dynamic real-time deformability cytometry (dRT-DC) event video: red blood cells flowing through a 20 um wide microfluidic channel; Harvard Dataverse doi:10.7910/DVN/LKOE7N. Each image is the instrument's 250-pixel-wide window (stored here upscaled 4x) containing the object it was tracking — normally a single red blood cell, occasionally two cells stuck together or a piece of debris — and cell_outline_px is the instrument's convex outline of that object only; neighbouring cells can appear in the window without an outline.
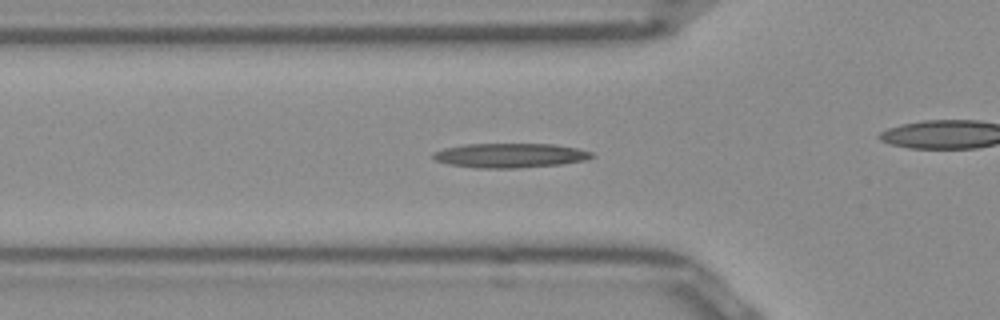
{"species": "Egyptian fruit bat (a non-hibernating species)", "species_latin": "Rousettus aegyptiacus", "temperature_condition": "room temperature", "stored_images_in_passage": 50, "camera_frame_rate_fps": 3000, "um_per_image_px": 0.085, "frame": {"image": 1, "passage_image": 15, "time_ms": 4.667, "image_size_px": [1000, 320], "cell_outline_px": [[596, 156], [584, 160], [560, 164], [520, 168], [472, 168], [448, 164], [436, 160], [432, 156], [432, 152], [444, 148], [468, 144], [552, 144], [576, 148], [592, 152]], "centroid_in_image_um": [43.33, 13.22], "position_along_channel_um": 82.5, "area_um2": 22.6}}
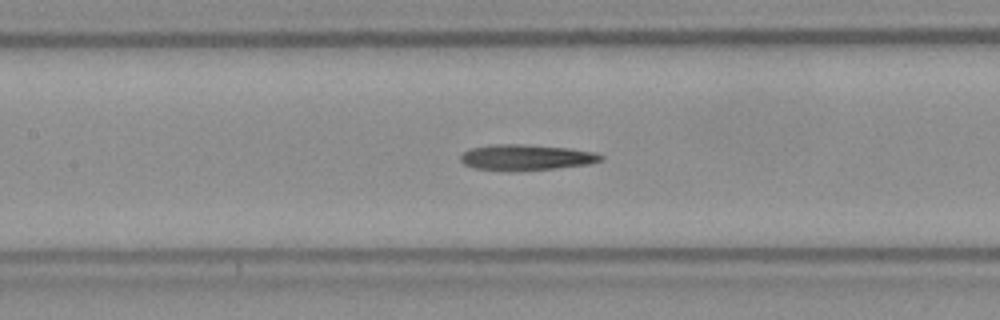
{"frame": {"image": 2, "passage_image": 21, "time_ms": 6.667, "image_size_px": [1000, 320], "cell_outline_px": [[604, 160], [588, 164], [556, 168], [516, 172], [512, 172], [472, 168], [464, 164], [460, 160], [460, 156], [464, 152], [472, 148], [492, 144], [524, 144], [568, 148], [596, 152], [604, 156]], "centroid_in_image_um": [44.72, 13.39], "position_along_channel_um": 162.7, "area_um2": 21.44}}
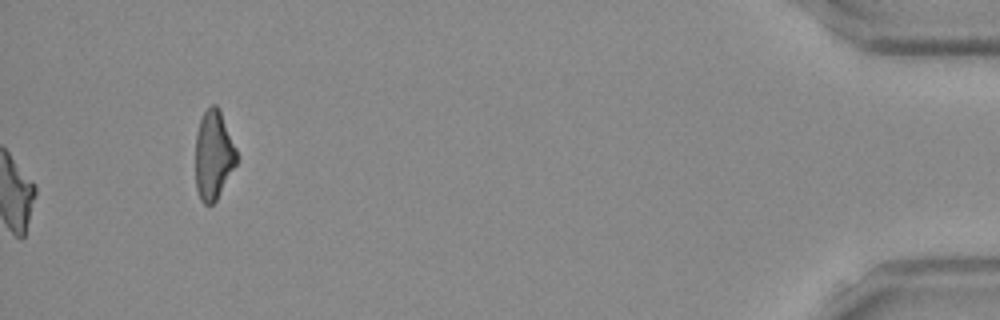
{"frame": {"image": 3, "passage_image": 50, "time_ms": 16.333, "image_size_px": [1000, 320], "cell_outline_px": [[236, 164], [216, 200], [212, 204], [204, 204], [200, 200], [196, 188], [196, 136], [200, 120], [204, 112], [212, 104], [216, 104], [220, 108], [236, 148]], "centroid_in_image_um": [18.14, 13.16], "position_along_channel_um": 417.1, "area_um2": 21.21}, "authors_computed_cell_mechanics": {"area_um2": 20.9236, "velocity_mm_per_s": 3.9467, "shape_relaxation_time_tau1_ms": null, "shape_relaxation_time_tau2_ms": 6.4814, "deformation_change_tau1": null, "deformation_change_tau2": 0.2015}}